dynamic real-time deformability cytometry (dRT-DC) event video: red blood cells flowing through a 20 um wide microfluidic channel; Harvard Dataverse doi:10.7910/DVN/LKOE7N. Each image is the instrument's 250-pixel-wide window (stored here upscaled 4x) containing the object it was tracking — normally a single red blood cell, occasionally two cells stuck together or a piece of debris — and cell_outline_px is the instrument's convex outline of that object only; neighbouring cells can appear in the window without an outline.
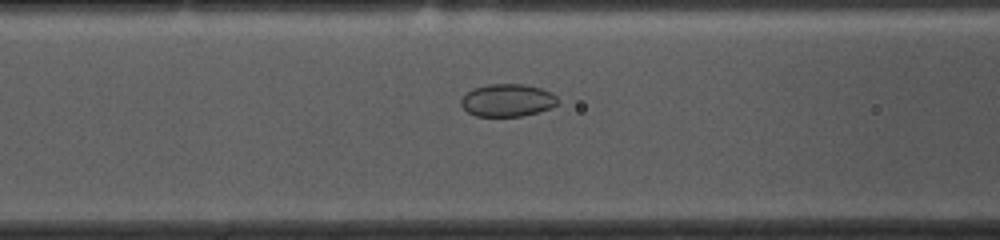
{"species": "common noctule bat (a hibernating species)", "species_latin": "Nyctalus noctula", "temperature_condition": "cold", "stored_images_in_passage": 53, "camera_frame_rate_fps": 3000, "um_per_image_px": 0.085, "animal": {"sex": "female", "body_mass_g": 10.0, "forearm_length_mm": 53.1}, "frame": {"image": 1, "passage_image": 19, "time_ms": 6.0, "image_size_px": [1000, 240], "cell_outline_px": [[556, 104], [548, 108], [536, 112], [520, 116], [476, 116], [468, 112], [460, 104], [460, 100], [472, 88], [488, 84], [524, 84], [540, 88], [552, 92], [556, 96]], "centroid_in_image_um": [43.09, 8.51], "position_along_channel_um": 123.5, "area_um2": 18.15}}
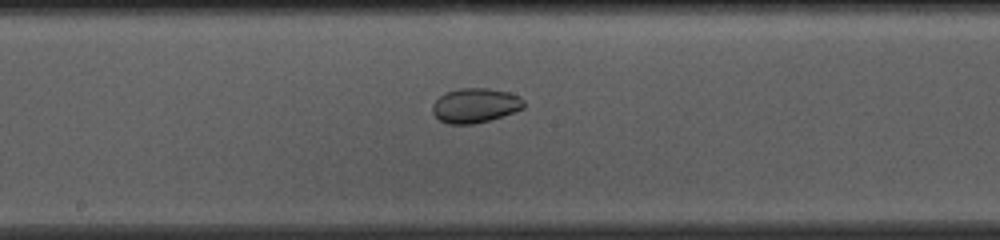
{"frame": {"image": 2, "passage_image": 26, "time_ms": 8.333, "image_size_px": [1000, 240], "cell_outline_px": [[524, 108], [488, 120], [472, 124], [448, 124], [440, 120], [432, 112], [432, 104], [444, 92], [460, 88], [488, 88], [508, 92], [520, 96], [524, 100]], "centroid_in_image_um": [40.37, 8.95], "position_along_channel_um": 207.8, "area_um2": 18.32}}
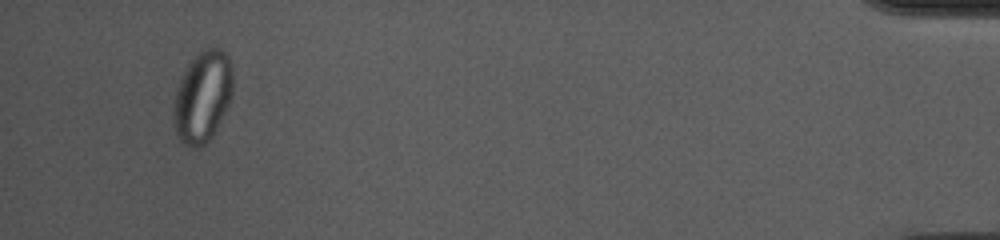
{"frame": {"image": 3, "passage_image": 50, "time_ms": 16.333, "image_size_px": [1000, 240], "cell_outline_px": [[232, 96], [212, 136], [200, 148], [192, 148], [184, 144], [180, 140], [176, 132], [172, 120], [172, 112], [176, 88], [188, 64], [204, 48], [220, 48], [228, 56], [232, 64]], "centroid_in_image_um": [17.2, 8.23], "position_along_channel_um": 418.0, "area_um2": 31.5}, "authors_computed_cell_mechanics": {"area_um2": 23.409, "velocity_mm_per_s": 3.6198, "shape_relaxation_time_tau1_ms": null, "shape_relaxation_time_tau2_ms": 1.6761, "deformation_change_tau1": null, "deformation_change_tau2": 0.0301}}